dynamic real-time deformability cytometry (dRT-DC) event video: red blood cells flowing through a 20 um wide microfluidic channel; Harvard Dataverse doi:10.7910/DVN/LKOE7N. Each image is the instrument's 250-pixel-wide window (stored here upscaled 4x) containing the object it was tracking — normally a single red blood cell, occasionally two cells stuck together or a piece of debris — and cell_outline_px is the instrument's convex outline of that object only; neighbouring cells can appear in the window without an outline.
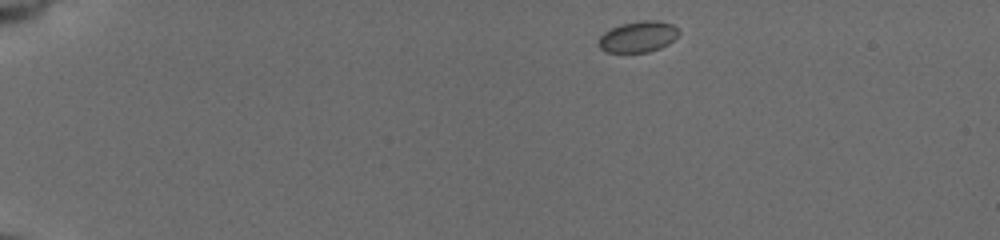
{"species": "common noctule bat (a hibernating species)", "species_latin": "Nyctalus noctula", "temperature_condition": "cold", "stored_images_in_passage": 47, "camera_frame_rate_fps": 3000, "um_per_image_px": 0.085, "animal": {"sex": "female", "body_mass_g": 19.5, "forearm_length_mm": 54.1}, "frame": {"image": 1, "passage_image": 1, "time_ms": 0.0, "image_size_px": [1000, 240], "cell_outline_px": [[680, 32], [668, 44], [660, 48], [648, 52], [604, 52], [596, 44], [600, 36], [604, 32], [620, 24], [640, 20], [660, 20], [672, 24]], "centroid_in_image_um": [54.2, 3.12], "position_along_channel_um": 30.8, "area_um2": 14.62}}
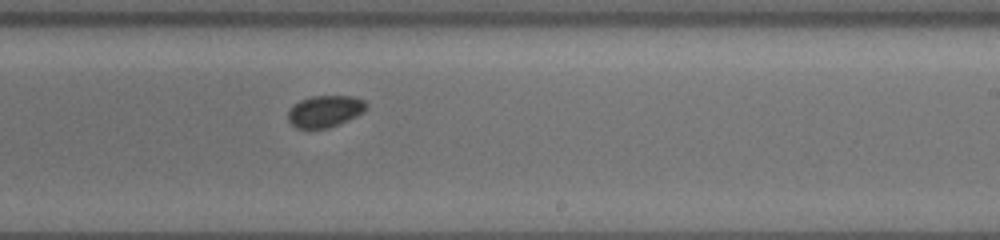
{"frame": {"image": 2, "passage_image": 27, "time_ms": 8.667, "image_size_px": [1000, 240], "cell_outline_px": [[368, 108], [356, 116], [336, 124], [324, 128], [296, 128], [288, 120], [288, 112], [292, 104], [300, 100], [312, 96], [356, 96], [364, 100], [368, 104]], "centroid_in_image_um": [27.62, 9.43], "position_along_channel_um": 261.4, "area_um2": 14.39}}
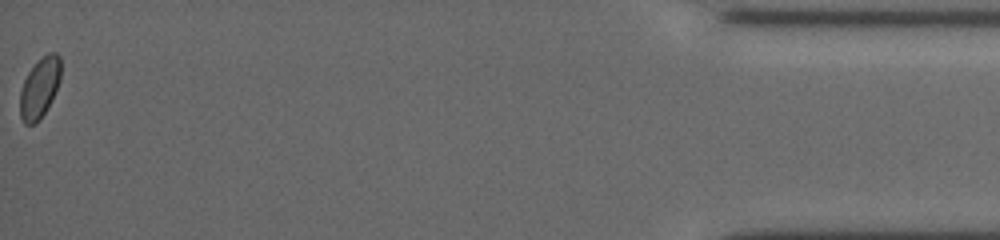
{"frame": {"image": 3, "passage_image": 47, "time_ms": 15.333, "image_size_px": [1000, 240], "cell_outline_px": [[60, 80], [52, 100], [40, 120], [36, 124], [24, 124], [20, 116], [20, 92], [24, 80], [28, 72], [48, 52], [56, 52], [60, 56]], "centroid_in_image_um": [3.37, 7.5], "position_along_channel_um": 431.8, "area_um2": 14.28}, "authors_computed_cell_mechanics": {"area_um2": 14.5656, "velocity_mm_per_s": 3.7281, "shape_relaxation_time_tau1_ms": null, "shape_relaxation_time_tau2_ms": 9.9967, "deformation_change_tau1": null, "deformation_change_tau2": 0.0674}}